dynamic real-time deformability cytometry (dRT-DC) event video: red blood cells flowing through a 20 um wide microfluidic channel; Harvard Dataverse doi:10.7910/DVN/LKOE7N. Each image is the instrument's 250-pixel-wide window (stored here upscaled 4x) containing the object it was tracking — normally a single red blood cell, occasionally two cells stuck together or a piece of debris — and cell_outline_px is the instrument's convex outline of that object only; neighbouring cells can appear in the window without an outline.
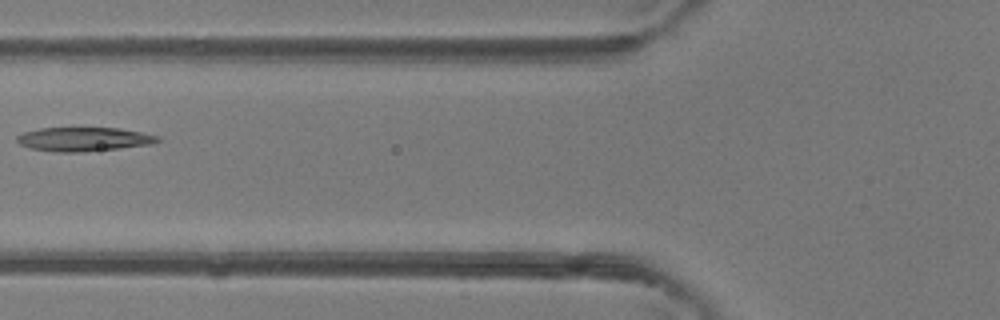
{"species": "common noctule bat (a hibernating species)", "species_latin": "Nyctalus noctula", "temperature_condition": "room temperature", "stored_images_in_passage": 2, "camera_frame_rate_fps": 3000, "um_per_image_px": 0.085, "animal": {"sex": "female"}, "frame": {"image": 1, "passage_image": 2, "time_ms": 0.333, "image_size_px": [1000, 320], "cell_outline_px": [[160, 140], [152, 144], [120, 148], [84, 152], [56, 152], [28, 148], [20, 144], [16, 140], [16, 136], [24, 132], [40, 128], [120, 128], [160, 136]], "centroid_in_image_um": [7.11, 11.84], "position_along_channel_um": 118.7, "area_um2": 19.71}}